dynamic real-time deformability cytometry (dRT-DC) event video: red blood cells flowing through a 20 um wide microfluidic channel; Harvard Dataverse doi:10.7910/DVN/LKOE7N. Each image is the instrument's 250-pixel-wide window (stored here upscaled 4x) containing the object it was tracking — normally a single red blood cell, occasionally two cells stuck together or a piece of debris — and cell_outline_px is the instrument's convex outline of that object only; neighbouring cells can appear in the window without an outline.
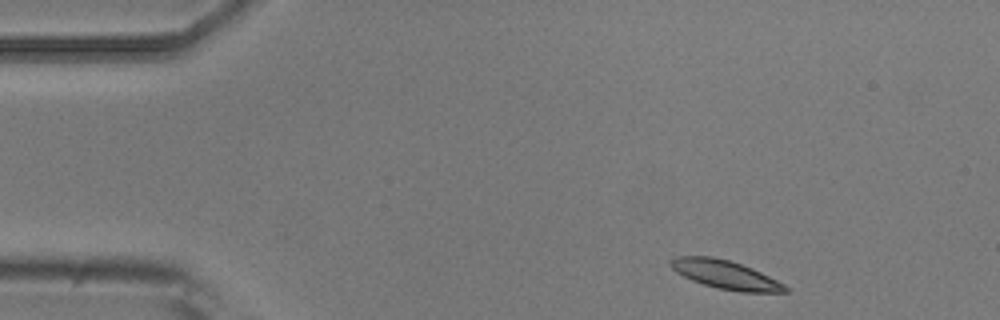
{"species": "common noctule bat (a hibernating species)", "species_latin": "Nyctalus noctula", "temperature_condition": "room temperature", "stored_images_in_passage": 6, "camera_frame_rate_fps": 3000, "um_per_image_px": 0.085, "animal": {"sex": "male", "body_mass_g": 20.5, "forearm_length_mm": 52.5}, "frame": {"image": 1, "passage_image": 1, "time_ms": 0.0, "image_size_px": [1000, 320], "cell_outline_px": [[788, 292], [740, 292], [716, 288], [692, 280], [676, 272], [668, 264], [668, 260], [676, 256], [712, 256], [728, 260], [752, 268], [784, 284], [788, 288]], "centroid_in_image_um": [61.62, 23.34], "position_along_channel_um": 23.4, "area_um2": 19.02}}
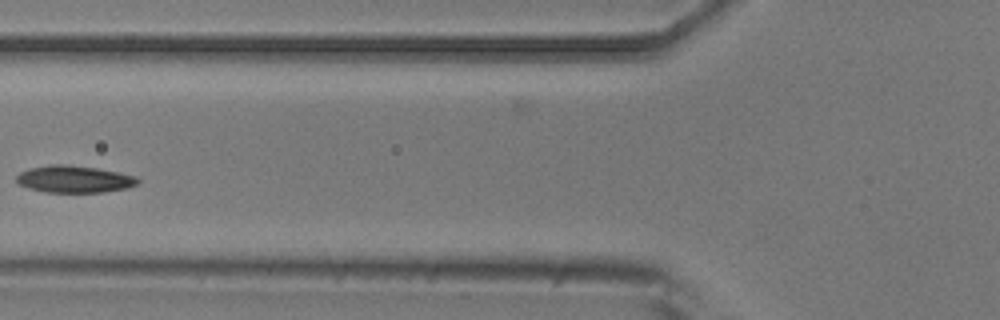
{"frame": {"image": 2, "passage_image": 5, "time_ms": 4.667, "image_size_px": [1000, 320], "cell_outline_px": [[140, 180], [136, 184], [128, 188], [104, 192], [44, 192], [28, 188], [20, 184], [16, 180], [16, 176], [20, 172], [28, 168], [48, 164], [68, 164], [96, 168], [136, 176]], "centroid_in_image_um": [6.28, 15.22], "position_along_channel_um": 119.5, "area_um2": 19.19}}